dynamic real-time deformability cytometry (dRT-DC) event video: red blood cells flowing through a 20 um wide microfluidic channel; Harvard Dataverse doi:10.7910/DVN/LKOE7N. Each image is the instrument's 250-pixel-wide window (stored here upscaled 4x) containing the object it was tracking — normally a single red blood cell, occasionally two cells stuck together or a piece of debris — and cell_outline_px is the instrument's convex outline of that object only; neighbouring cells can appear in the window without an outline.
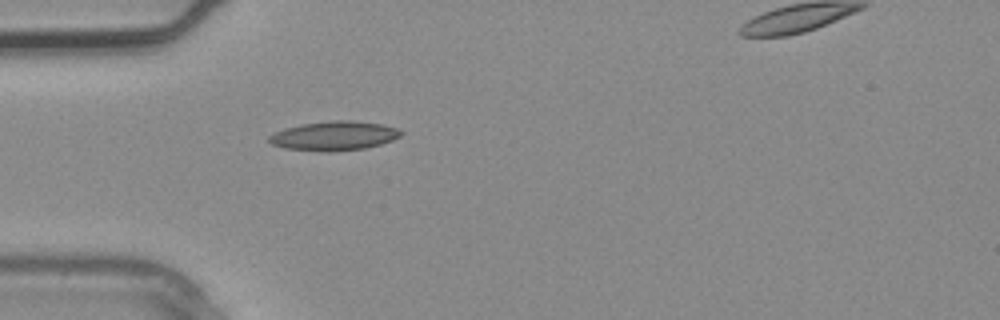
{"species": "common noctule bat (a hibernating species)", "species_latin": "Nyctalus noctula", "temperature_condition": "warm", "stored_images_in_passage": 3, "segment_of_instrument_passage": [1, 2], "camera_frame_rate_fps": 3000, "um_per_image_px": 0.085, "animal": {"sex": "male", "body_mass_g": 20.4}, "frame": {"image": 1, "passage_image": 2, "time_ms": 0.333, "image_size_px": [1000, 320], "cell_outline_px": [[404, 132], [400, 136], [392, 140], [380, 144], [364, 148], [328, 152], [284, 148], [272, 144], [268, 140], [268, 136], [272, 132], [284, 128], [300, 124], [336, 120], [352, 120], [380, 124], [396, 128]], "centroid_in_image_um": [28.35, 11.54], "position_along_channel_um": 56.6, "area_um2": 22.43}}